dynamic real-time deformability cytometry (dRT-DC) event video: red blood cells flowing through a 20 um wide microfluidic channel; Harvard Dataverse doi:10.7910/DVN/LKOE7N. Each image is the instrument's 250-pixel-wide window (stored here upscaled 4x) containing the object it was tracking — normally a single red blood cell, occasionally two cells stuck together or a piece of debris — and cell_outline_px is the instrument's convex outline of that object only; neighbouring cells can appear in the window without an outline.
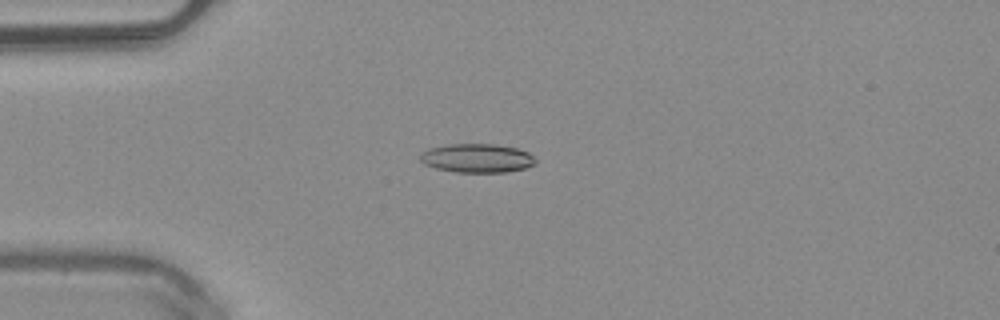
{"species": "common noctule bat (a hibernating species)", "species_latin": "Nyctalus noctula", "temperature_condition": "warm", "stored_images_in_passage": 50, "camera_frame_rate_fps": 3000, "um_per_image_px": 0.085, "animal": {"sex": "male", "body_mass_g": 20.4}, "frame": {"image": 1, "passage_image": 13, "time_ms": 4.0, "image_size_px": [1000, 320], "cell_outline_px": [[536, 164], [524, 168], [504, 172], [456, 172], [436, 168], [424, 164], [420, 160], [420, 152], [428, 148], [448, 144], [496, 144], [516, 148], [528, 152], [536, 160]], "centroid_in_image_um": [40.52, 13.43], "position_along_channel_um": 44.5, "area_um2": 19.42}}
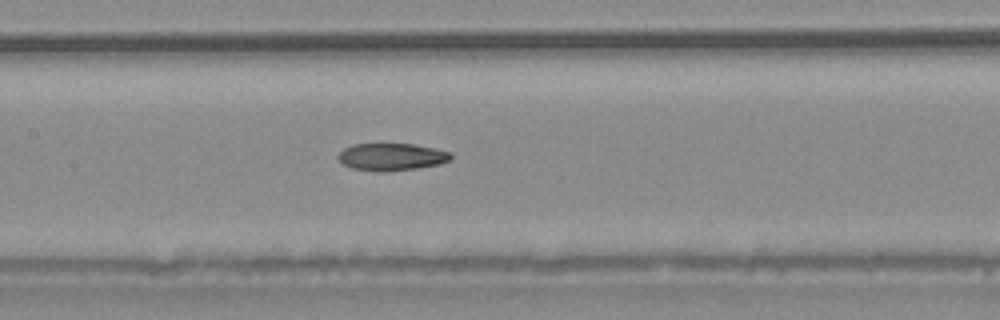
{"frame": {"image": 2, "passage_image": 24, "time_ms": 7.667, "image_size_px": [1000, 320], "cell_outline_px": [[452, 160], [440, 164], [416, 168], [384, 172], [380, 172], [352, 168], [344, 164], [336, 156], [344, 148], [352, 144], [412, 144], [436, 148], [452, 152]], "centroid_in_image_um": [33.32, 13.33], "position_along_channel_um": 174.1, "area_um2": 18.03}}
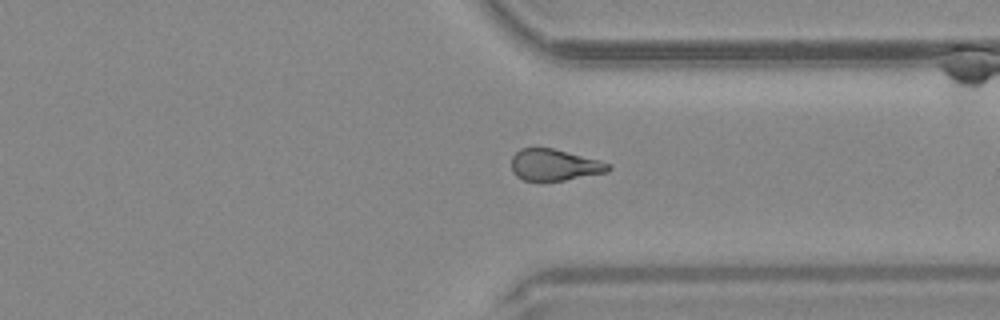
{"frame": {"image": 3, "passage_image": 38, "time_ms": 12.333, "image_size_px": [1000, 320], "cell_outline_px": [[612, 168], [608, 172], [564, 180], [524, 180], [516, 176], [512, 172], [512, 156], [520, 148], [552, 148], [596, 160], [608, 164]], "centroid_in_image_um": [47.08, 14.02], "position_along_channel_um": 364.3, "area_um2": 17.4}, "authors_computed_cell_mechanics": {"area_um2": 18.6983, "velocity_mm_per_s": 4.0695, "shape_relaxation_time_tau1_ms": null, "shape_relaxation_time_tau2_ms": 3.5769, "deformation_change_tau1": null, "deformation_change_tau2": 0.1183}}